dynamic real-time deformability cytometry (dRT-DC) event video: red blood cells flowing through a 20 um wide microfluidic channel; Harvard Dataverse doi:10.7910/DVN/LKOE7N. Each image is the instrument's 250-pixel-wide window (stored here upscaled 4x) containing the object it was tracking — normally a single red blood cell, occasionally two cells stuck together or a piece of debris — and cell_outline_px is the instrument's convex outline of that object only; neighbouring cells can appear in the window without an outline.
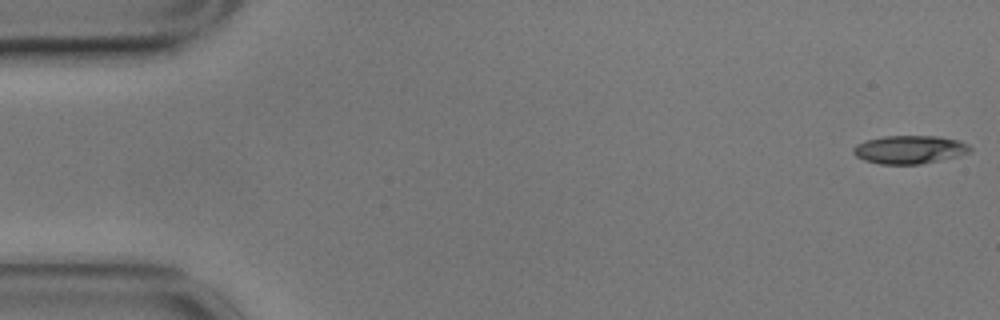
{"species": "common noctule bat (a hibernating species)", "species_latin": "Nyctalus noctula", "temperature_condition": "cold", "stored_images_in_passage": 56, "camera_frame_rate_fps": 3000, "um_per_image_px": 0.085, "animal": {"sex": "male", "body_mass_g": 17.9}, "frame": {"image": 1, "passage_image": 1, "time_ms": 0.0, "image_size_px": [1000, 320], "cell_outline_px": [[972, 152], [940, 160], [920, 164], [880, 164], [864, 160], [856, 156], [852, 152], [852, 148], [856, 144], [868, 140], [884, 136], [940, 136], [960, 140], [968, 144], [972, 148]], "centroid_in_image_um": [77.33, 12.71], "position_along_channel_um": 7.7, "area_um2": 19.31}}
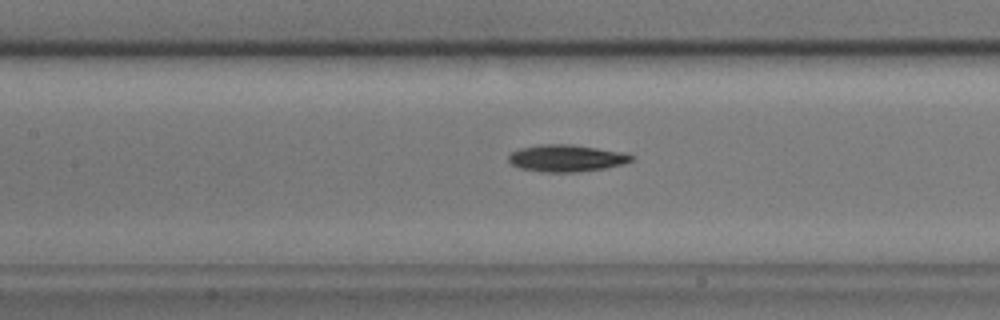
{"frame": {"image": 2, "passage_image": 25, "time_ms": 8.0, "image_size_px": [1000, 320], "cell_outline_px": [[636, 156], [632, 160], [624, 164], [604, 168], [576, 172], [540, 172], [520, 168], [512, 164], [508, 160], [508, 156], [512, 152], [520, 148], [540, 144], [572, 144], [628, 152]], "centroid_in_image_um": [48.19, 13.43], "position_along_channel_um": 159.2, "area_um2": 19.59}}
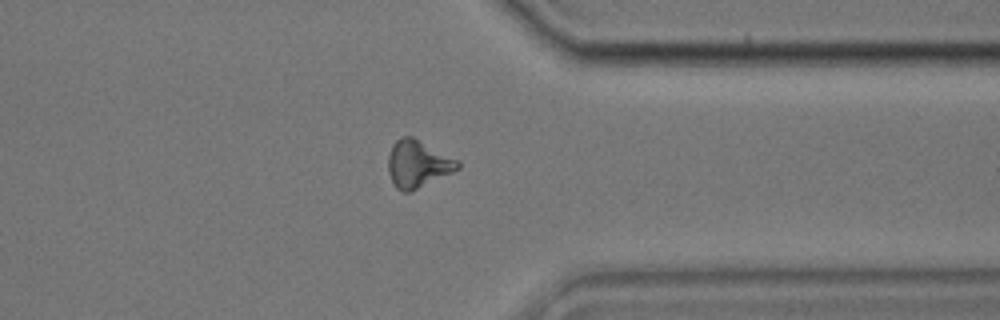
{"frame": {"image": 3, "passage_image": 44, "time_ms": 14.333, "image_size_px": [1000, 320], "cell_outline_px": [[460, 168], [452, 172], [408, 192], [404, 192], [396, 188], [392, 184], [388, 172], [388, 156], [392, 144], [400, 136], [412, 136], [460, 160]], "centroid_in_image_um": [35.49, 13.91], "position_along_channel_um": 375.9, "area_um2": 19.19}, "authors_computed_cell_mechanics": {"area_um2": 18.9584, "velocity_mm_per_s": 3.5175, "shape_relaxation_time_tau1_ms": 2.6651, "shape_relaxation_time_tau2_ms": null, "deformation_change_tau1": 0.1088, "deformation_change_tau2": null}}